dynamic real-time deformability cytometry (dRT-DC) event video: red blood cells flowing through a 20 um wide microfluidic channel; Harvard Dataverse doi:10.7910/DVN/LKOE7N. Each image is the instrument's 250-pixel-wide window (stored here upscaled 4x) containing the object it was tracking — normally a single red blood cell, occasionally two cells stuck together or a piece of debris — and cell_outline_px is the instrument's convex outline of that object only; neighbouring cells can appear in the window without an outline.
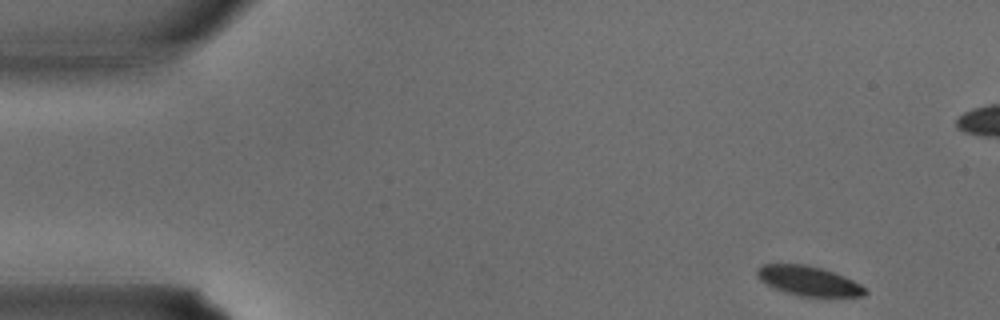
{"species": "common noctule bat (a hibernating species)", "species_latin": "Nyctalus noctula", "temperature_condition": "warm", "stored_images_in_passage": 33, "camera_frame_rate_fps": 3000, "um_per_image_px": 0.085, "animal": {"sex": "male", "body_mass_g": 15.6}, "frame": {"image": 1, "passage_image": 1, "time_ms": 0.0, "image_size_px": [1000, 320], "cell_outline_px": [[868, 292], [864, 296], [800, 296], [776, 288], [760, 280], [756, 276], [756, 268], [764, 264], [804, 264], [820, 268], [844, 276], [860, 284]], "centroid_in_image_um": [68.71, 23.86], "position_along_channel_um": 16.3, "area_um2": 18.26}}
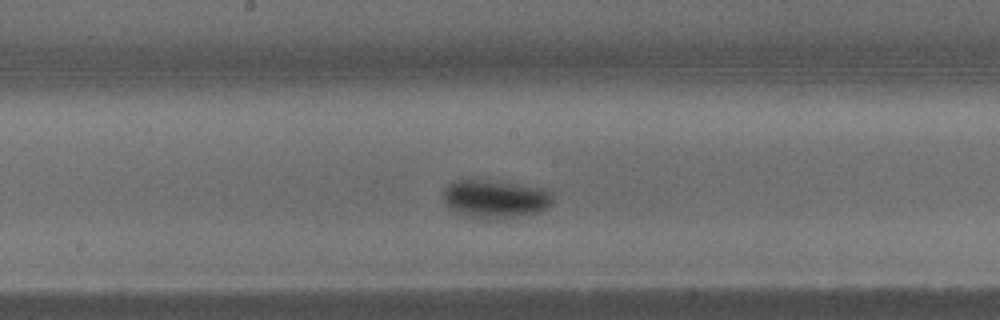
{"frame": {"image": 2, "passage_image": 16, "time_ms": 5.0, "image_size_px": [1000, 320], "cell_outline_px": [[552, 204], [548, 208], [536, 212], [520, 216], [496, 220], [472, 220], [456, 212], [444, 200], [444, 188], [448, 184], [456, 180], [488, 180], [540, 188], [548, 192], [552, 196]], "centroid_in_image_um": [42.05, 16.95], "position_along_channel_um": 206.1, "area_um2": 24.45}}
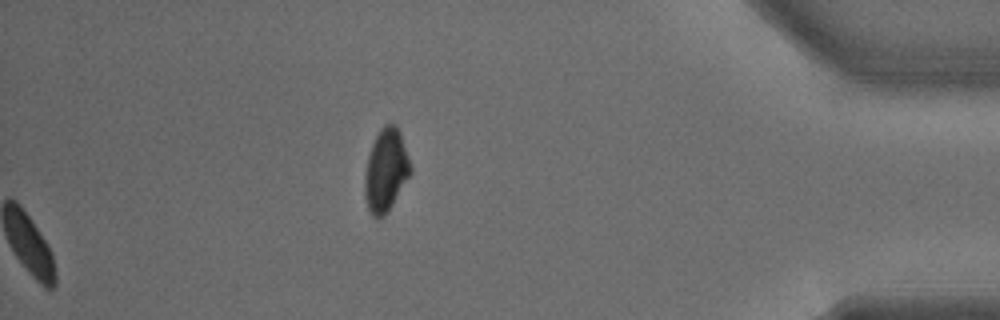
{"frame": {"image": 3, "passage_image": 33, "time_ms": 10.667, "image_size_px": [1000, 320], "cell_outline_px": [[412, 172], [388, 212], [384, 216], [376, 220], [372, 216], [368, 208], [364, 196], [364, 176], [368, 156], [372, 144], [380, 128], [384, 124], [396, 124], [400, 132], [412, 168]], "centroid_in_image_um": [32.79, 14.5], "position_along_channel_um": 402.4, "area_um2": 22.25}}